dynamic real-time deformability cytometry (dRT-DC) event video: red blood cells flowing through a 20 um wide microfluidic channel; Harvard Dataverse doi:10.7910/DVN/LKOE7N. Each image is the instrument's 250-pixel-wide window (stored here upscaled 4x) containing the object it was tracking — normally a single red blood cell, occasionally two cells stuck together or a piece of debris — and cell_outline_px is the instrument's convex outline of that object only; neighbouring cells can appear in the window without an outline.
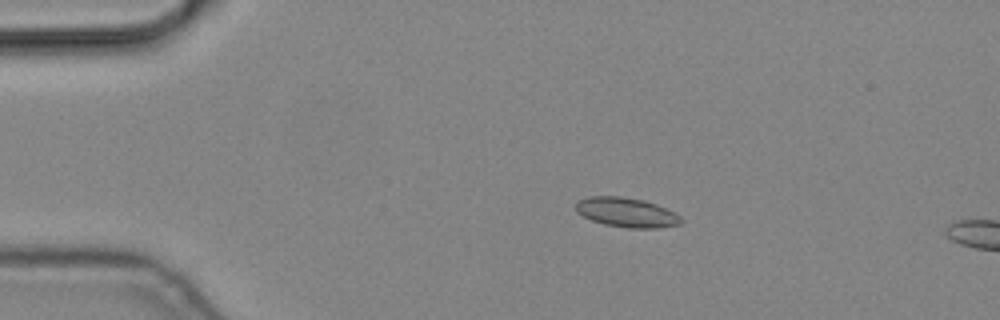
{"species": "common noctule bat (a hibernating species)", "species_latin": "Nyctalus noctula", "temperature_condition": "cold", "stored_images_in_passage": 5, "camera_frame_rate_fps": 3000, "um_per_image_px": 0.085, "animal": {"sex": "male", "body_mass_g": 19.2, "forearm_length_mm": 51.8}, "frame": {"image": 1, "passage_image": 4, "time_ms": 1.0, "image_size_px": [1000, 320], "cell_outline_px": [[684, 220], [680, 224], [656, 228], [628, 228], [604, 224], [592, 220], [576, 212], [576, 200], [588, 196], [620, 196], [644, 200], [656, 204], [680, 216]], "centroid_in_image_um": [53.23, 18.05], "position_along_channel_um": 31.8, "area_um2": 18.09}}